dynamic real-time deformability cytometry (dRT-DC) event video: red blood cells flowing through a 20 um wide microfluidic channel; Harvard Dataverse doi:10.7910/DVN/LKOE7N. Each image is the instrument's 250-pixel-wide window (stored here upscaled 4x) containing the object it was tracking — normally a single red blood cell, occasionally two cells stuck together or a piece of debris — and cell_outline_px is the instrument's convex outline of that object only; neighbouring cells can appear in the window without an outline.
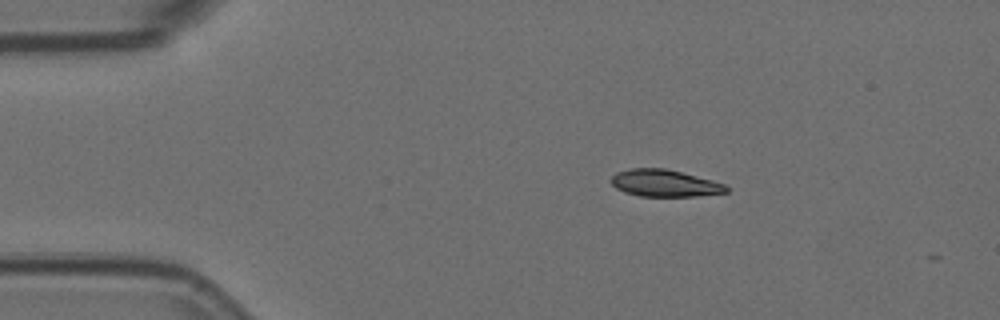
{"species": "Egyptian fruit bat (a non-hibernating species)", "species_latin": "Rousettus aegyptiacus", "temperature_condition": "room temperature", "stored_images_in_passage": 44, "camera_frame_rate_fps": 3000, "um_per_image_px": 0.085, "animal": {"sex": "female"}, "frame": {"image": 1, "passage_image": 1, "time_ms": 0.0, "image_size_px": [1000, 320], "cell_outline_px": [[728, 192], [696, 196], [640, 196], [624, 192], [616, 188], [608, 180], [616, 172], [632, 168], [664, 168], [712, 180], [724, 184], [728, 188]], "centroid_in_image_um": [56.45, 15.57], "position_along_channel_um": 28.6, "area_um2": 18.03}}
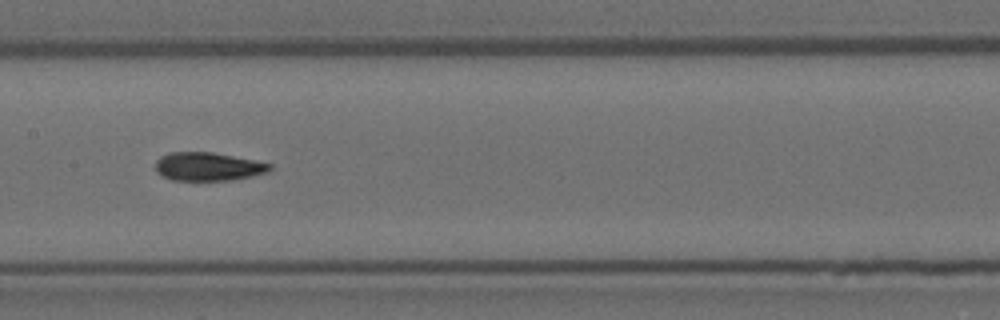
{"frame": {"image": 2, "passage_image": 19, "time_ms": 6.0, "image_size_px": [1000, 320], "cell_outline_px": [[272, 168], [268, 172], [252, 176], [232, 180], [172, 180], [160, 176], [156, 172], [156, 160], [160, 156], [168, 152], [212, 152], [272, 164]], "centroid_in_image_um": [17.64, 14.16], "position_along_channel_um": 189.8, "area_um2": 18.96}}
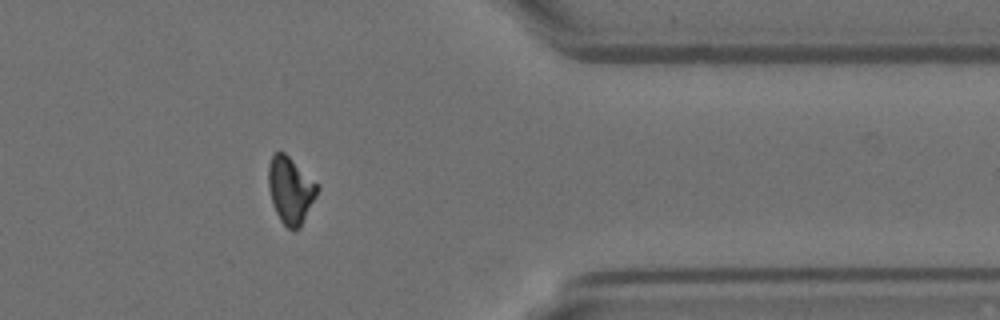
{"frame": {"image": 3, "passage_image": 37, "time_ms": 12.0, "image_size_px": [1000, 320], "cell_outline_px": [[320, 188], [300, 228], [292, 232], [280, 220], [276, 212], [272, 200], [268, 184], [268, 168], [272, 156], [276, 152], [284, 152], [320, 184]], "centroid_in_image_um": [24.72, 16.17], "position_along_channel_um": 386.7, "area_um2": 19.07}}